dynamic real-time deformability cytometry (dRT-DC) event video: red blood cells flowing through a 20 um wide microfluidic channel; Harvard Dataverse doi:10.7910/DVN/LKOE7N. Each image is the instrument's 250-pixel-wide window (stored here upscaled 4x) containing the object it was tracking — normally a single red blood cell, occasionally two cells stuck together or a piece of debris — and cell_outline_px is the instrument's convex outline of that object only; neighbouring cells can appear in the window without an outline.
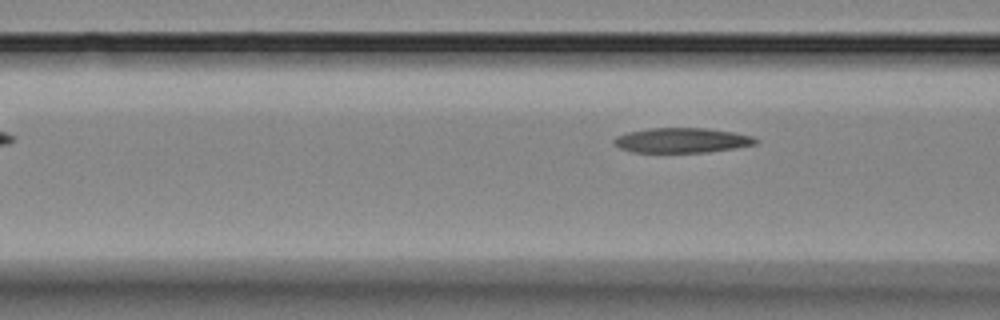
{"species": "Egyptian fruit bat (a non-hibernating species)", "species_latin": "Rousettus aegyptiacus", "temperature_condition": "room temperature", "stored_images_in_passage": 4, "camera_frame_rate_fps": 3000, "um_per_image_px": 0.085, "animal": {"sex": "female"}, "frame": {"image": 1, "passage_image": 4, "time_ms": 3.667, "image_size_px": [1000, 320], "cell_outline_px": [[760, 140], [756, 144], [736, 148], [708, 152], [632, 152], [620, 148], [612, 144], [612, 140], [616, 136], [628, 132], [652, 128], [704, 128], [732, 132], [752, 136]], "centroid_in_image_um": [57.95, 11.93], "position_along_channel_um": 108.7, "area_um2": 20.58}}